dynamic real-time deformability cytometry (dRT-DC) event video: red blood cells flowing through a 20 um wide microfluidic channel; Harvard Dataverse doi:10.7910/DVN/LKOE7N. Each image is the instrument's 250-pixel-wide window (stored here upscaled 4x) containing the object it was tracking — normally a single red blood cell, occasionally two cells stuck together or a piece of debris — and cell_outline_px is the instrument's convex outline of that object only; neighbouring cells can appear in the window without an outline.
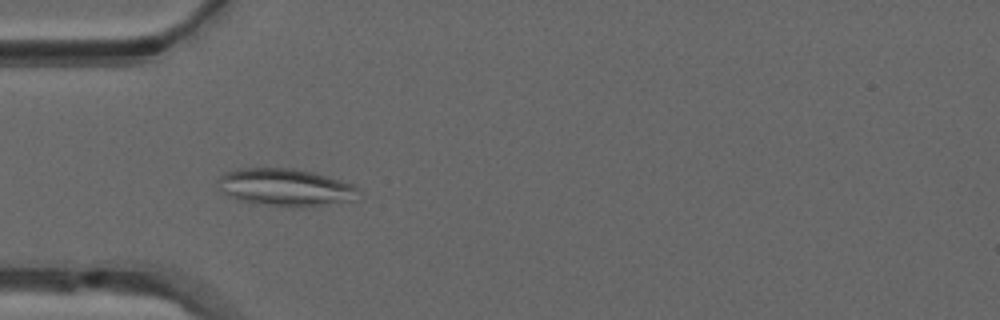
{"species": "common noctule bat (a hibernating species)", "species_latin": "Nyctalus noctula", "temperature_condition": "warm", "stored_images_in_passage": 51, "camera_frame_rate_fps": 3000, "um_per_image_px": 0.085, "animal": {"sex": "male", "forearm_length_mm": 52.5}, "frame": {"image": 1, "passage_image": 16, "time_ms": 5.0, "image_size_px": [1000, 320], "cell_outline_px": [[356, 188], [352, 200], [292, 208], [260, 204], [236, 200], [228, 196], [216, 188], [220, 176], [224, 172], [236, 168], [292, 168], [312, 172], [328, 176], [352, 184]], "centroid_in_image_um": [24.11, 15.91], "position_along_channel_um": 60.9, "area_um2": 30.52}}
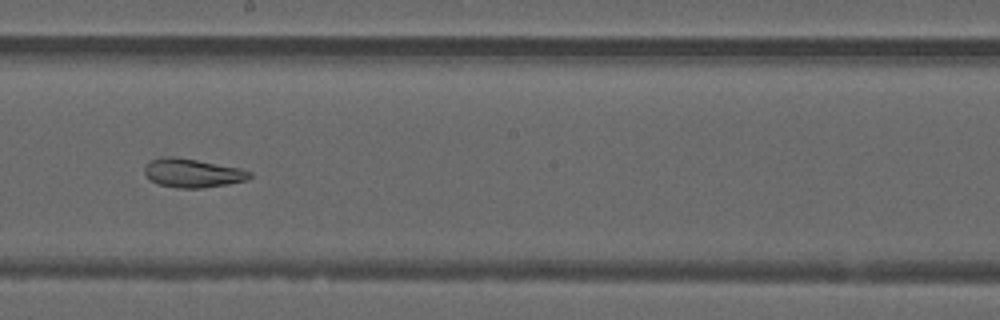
{"frame": {"image": 2, "passage_image": 29, "time_ms": 9.333, "image_size_px": [1000, 320], "cell_outline_px": [[252, 176], [244, 180], [228, 184], [204, 188], [176, 188], [160, 184], [152, 180], [144, 172], [144, 168], [152, 160], [160, 156], [172, 156], [196, 160], [240, 168], [252, 172]], "centroid_in_image_um": [16.37, 14.71], "position_along_channel_um": 231.8, "area_um2": 17.4}}
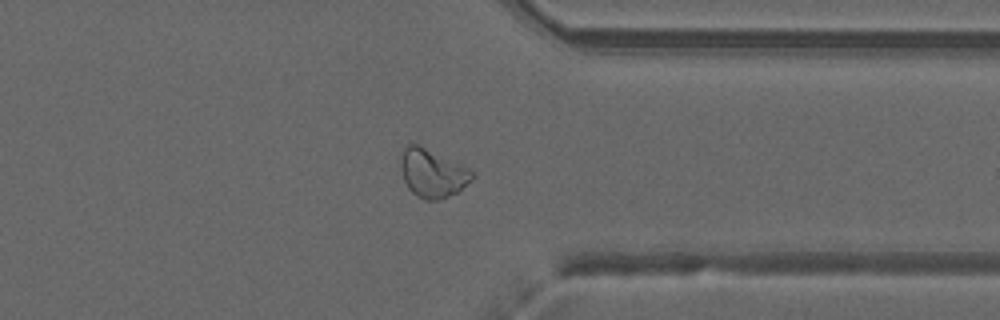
{"frame": {"image": 3, "passage_image": 40, "time_ms": 13.0, "image_size_px": [1000, 320], "cell_outline_px": [[476, 176], [456, 192], [448, 196], [436, 200], [424, 200], [416, 196], [408, 188], [404, 180], [400, 168], [400, 156], [404, 148], [408, 144], [416, 144], [468, 168]], "centroid_in_image_um": [36.71, 14.74], "position_along_channel_um": 374.7, "area_um2": 19.71}, "authors_computed_cell_mechanics": {"area_um2": 22.8888, "velocity_mm_per_s": 4.0006, "shape_relaxation_time_tau1_ms": null, "shape_relaxation_time_tau2_ms": 1.7613, "deformation_change_tau1": null, "deformation_change_tau2": 0.0655}}